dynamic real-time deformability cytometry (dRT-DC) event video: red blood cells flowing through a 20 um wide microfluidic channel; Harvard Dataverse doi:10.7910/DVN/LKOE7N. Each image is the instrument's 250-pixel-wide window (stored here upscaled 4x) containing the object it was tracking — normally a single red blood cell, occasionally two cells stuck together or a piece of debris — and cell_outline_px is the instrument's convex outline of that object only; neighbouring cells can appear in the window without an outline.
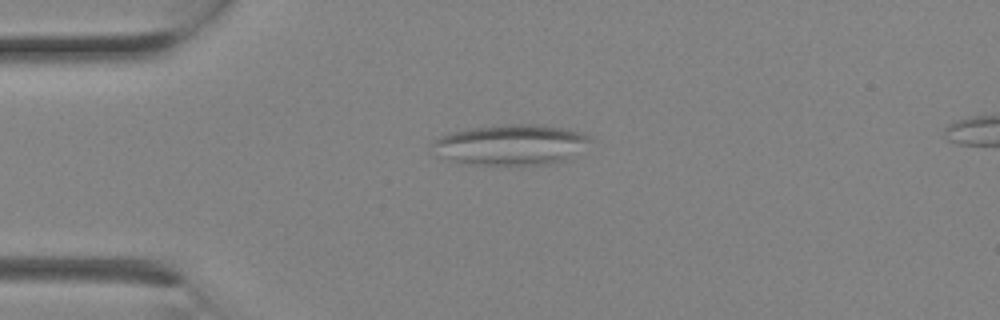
{"species": "Egyptian fruit bat (a non-hibernating species)", "species_latin": "Rousettus aegyptiacus", "temperature_condition": "room temperature", "stored_images_in_passage": 2, "camera_frame_rate_fps": 3000, "um_per_image_px": 0.085, "animal": {"sex": "female"}, "frame": {"image": 1, "passage_image": 1, "time_ms": 0.0, "image_size_px": [1000, 320], "cell_outline_px": [[592, 140], [564, 160], [548, 164], [480, 164], [456, 160], [440, 156], [432, 144], [440, 136], [452, 132], [468, 128], [504, 124], [536, 124], [568, 128], [584, 132]], "centroid_in_image_um": [43.47, 12.26], "position_along_channel_um": 41.5, "area_um2": 36.47}}